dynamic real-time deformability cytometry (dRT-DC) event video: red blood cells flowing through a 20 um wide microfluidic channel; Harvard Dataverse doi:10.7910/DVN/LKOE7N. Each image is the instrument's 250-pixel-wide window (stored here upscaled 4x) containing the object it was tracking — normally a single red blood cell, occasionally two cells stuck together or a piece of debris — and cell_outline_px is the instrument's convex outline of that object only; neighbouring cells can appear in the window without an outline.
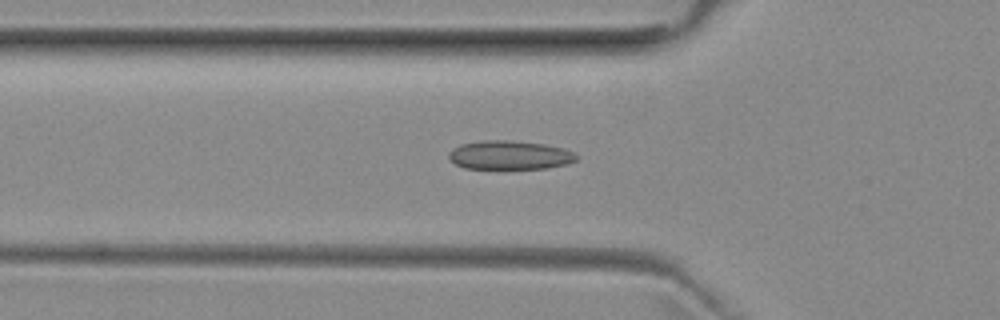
{"species": "common noctule bat (a hibernating species)", "species_latin": "Nyctalus noctula", "temperature_condition": "room temperature", "stored_images_in_passage": 26, "camera_frame_rate_fps": 3000, "um_per_image_px": 0.085, "animal": {"sex": "female", "body_mass_g": 29.2, "forearm_length_mm": 56.3}, "frame": {"image": 1, "passage_image": 6, "time_ms": 1.667, "image_size_px": [1000, 320], "cell_outline_px": [[580, 156], [576, 160], [568, 164], [544, 168], [464, 168], [448, 160], [448, 152], [452, 148], [460, 144], [480, 140], [508, 140], [544, 144], [564, 148]], "centroid_in_image_um": [43.29, 13.17], "position_along_channel_um": 82.5, "area_um2": 21.56}}
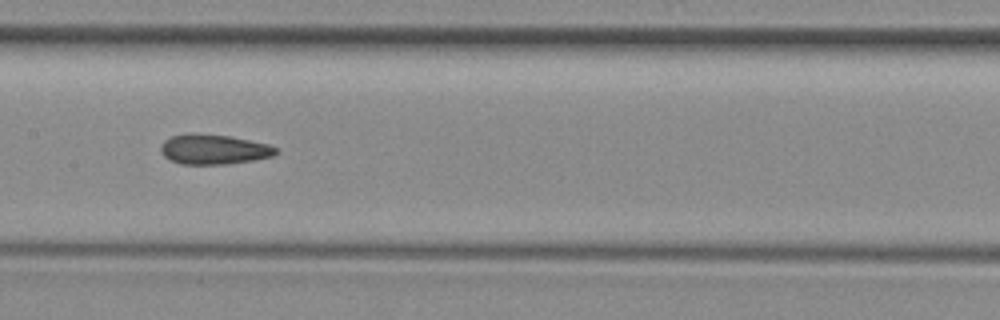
{"frame": {"image": 2, "passage_image": 14, "time_ms": 4.333, "image_size_px": [1000, 320], "cell_outline_px": [[280, 152], [272, 156], [252, 160], [228, 164], [180, 164], [164, 156], [160, 152], [160, 144], [164, 140], [172, 136], [232, 136], [268, 144], [280, 148]], "centroid_in_image_um": [18.24, 12.73], "position_along_channel_um": 189.2, "area_um2": 19.54}}
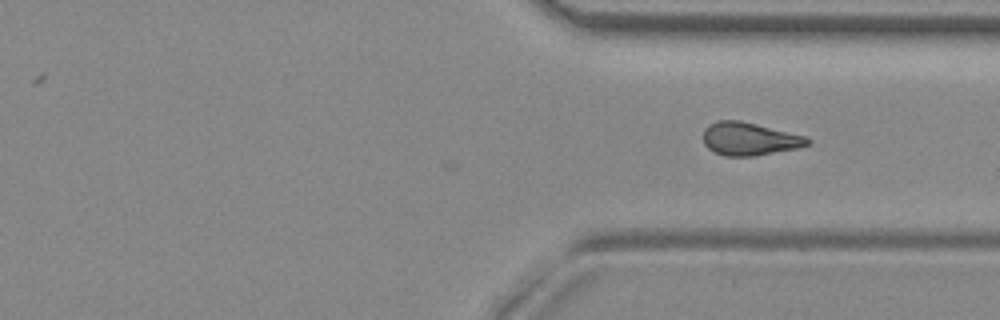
{"frame": {"image": 3, "passage_image": 26, "time_ms": 8.333, "image_size_px": [1000, 320], "cell_outline_px": [[812, 140], [808, 144], [796, 148], [752, 156], [724, 156], [708, 148], [704, 144], [704, 128], [708, 124], [716, 120], [740, 120], [808, 136]], "centroid_in_image_um": [63.69, 11.79], "position_along_channel_um": 347.7, "area_um2": 20.06}}